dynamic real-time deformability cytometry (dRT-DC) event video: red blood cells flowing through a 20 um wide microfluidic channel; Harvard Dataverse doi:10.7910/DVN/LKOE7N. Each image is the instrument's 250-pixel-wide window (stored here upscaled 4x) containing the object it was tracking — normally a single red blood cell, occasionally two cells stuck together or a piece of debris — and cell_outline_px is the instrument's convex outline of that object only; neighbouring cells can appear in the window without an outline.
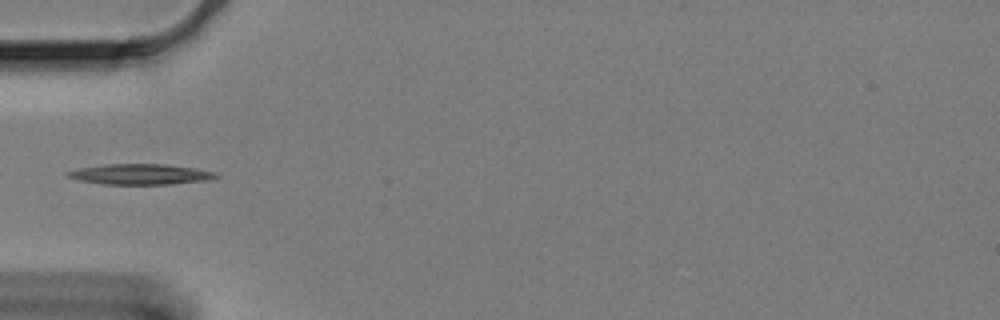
{"species": "Egyptian fruit bat (a non-hibernating species)", "species_latin": "Rousettus aegyptiacus", "temperature_condition": "cold", "stored_images_in_passage": 39, "camera_frame_rate_fps": 3000, "um_per_image_px": 0.085, "animal": {"sex": "female"}, "frame": {"image": 1, "passage_image": 1, "time_ms": 0.0, "image_size_px": [1000, 320], "cell_outline_px": [[220, 176], [208, 180], [172, 184], [104, 184], [80, 180], [68, 176], [64, 172], [80, 168], [104, 164], [168, 164], [216, 172]], "centroid_in_image_um": [11.95, 14.81], "position_along_channel_um": 73.0, "area_um2": 17.63}}
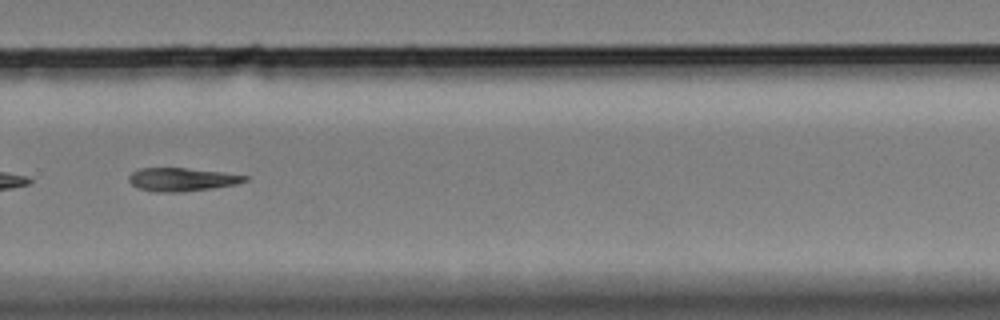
{"frame": {"image": 2, "passage_image": 23, "time_ms": 7.333, "image_size_px": [1000, 320], "cell_outline_px": [[248, 180], [236, 184], [212, 188], [180, 192], [156, 192], [136, 188], [128, 180], [128, 176], [132, 172], [140, 168], [188, 168], [220, 172], [248, 176]], "centroid_in_image_um": [15.42, 15.26], "position_along_channel_um": 314.4, "area_um2": 15.72}}